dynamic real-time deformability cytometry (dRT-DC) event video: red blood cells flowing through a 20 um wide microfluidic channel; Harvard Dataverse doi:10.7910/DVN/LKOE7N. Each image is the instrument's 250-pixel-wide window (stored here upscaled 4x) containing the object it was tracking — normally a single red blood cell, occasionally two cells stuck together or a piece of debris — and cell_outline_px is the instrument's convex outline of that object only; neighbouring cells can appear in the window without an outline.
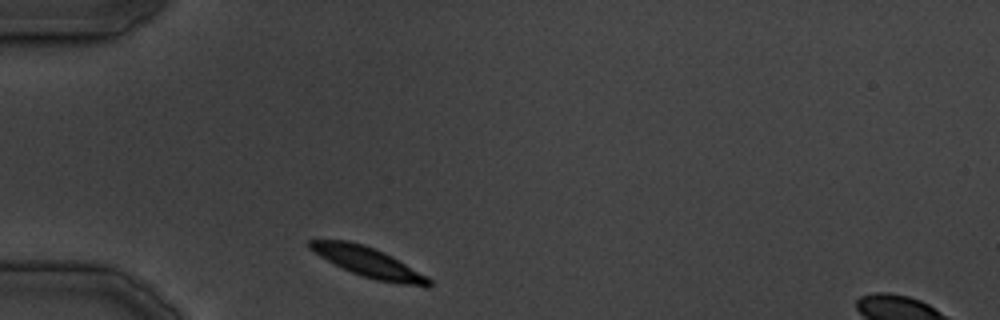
{"species": "common noctule bat (a hibernating species)", "species_latin": "Nyctalus noctula", "temperature_condition": "cold", "stored_images_in_passage": 28, "camera_frame_rate_fps": 3000, "um_per_image_px": 0.085, "animal": {"sex": "male", "body_mass_g": 19.5, "forearm_length_mm": 54.6}, "frame": {"image": 1, "passage_image": 1, "time_ms": 0.0, "image_size_px": [1000, 320], "cell_outline_px": [[432, 284], [428, 288], [424, 288], [376, 280], [352, 272], [320, 256], [308, 248], [308, 240], [348, 240], [364, 244], [384, 252], [392, 256], [428, 276], [432, 280]], "centroid_in_image_um": [31.39, 22.3], "position_along_channel_um": 53.6, "area_um2": 20.75}}
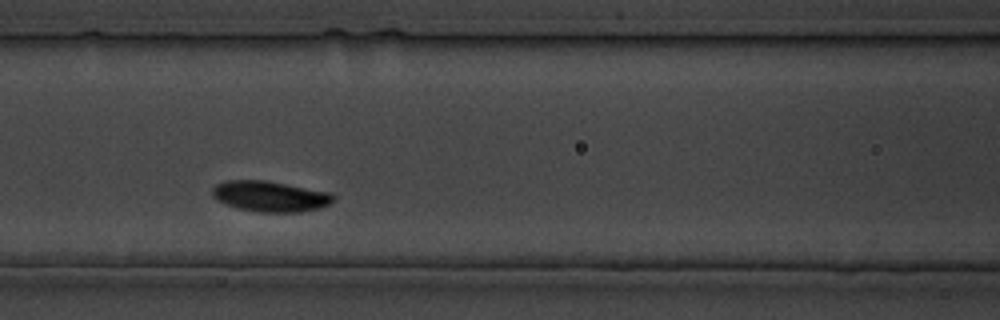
{"frame": {"image": 2, "passage_image": 7, "time_ms": 7.667, "image_size_px": [1000, 320], "cell_outline_px": [[336, 196], [328, 204], [320, 208], [300, 212], [260, 212], [240, 208], [224, 204], [216, 200], [212, 196], [212, 188], [216, 184], [224, 180], [264, 180], [332, 192]], "centroid_in_image_um": [22.95, 16.68], "position_along_channel_um": 143.7, "area_um2": 21.73}}
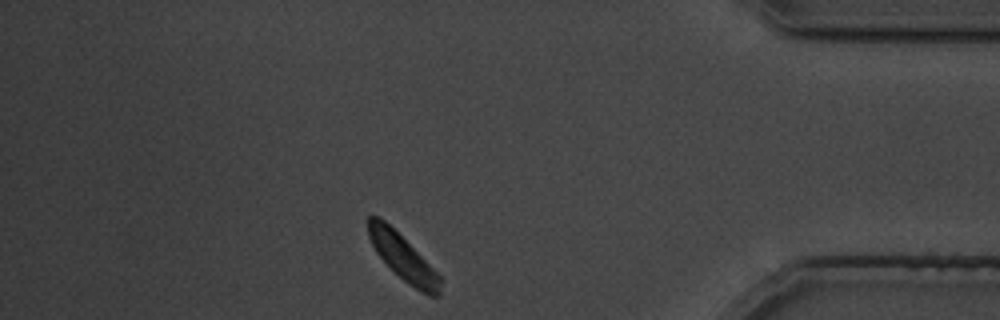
{"frame": {"image": 3, "passage_image": 23, "time_ms": 28.667, "image_size_px": [1000, 320], "cell_outline_px": [[440, 296], [428, 296], [420, 292], [408, 284], [376, 252], [368, 236], [368, 216], [380, 216], [440, 276]], "centroid_in_image_um": [34.24, 21.9], "position_along_channel_um": 401.0, "area_um2": 18.32}}